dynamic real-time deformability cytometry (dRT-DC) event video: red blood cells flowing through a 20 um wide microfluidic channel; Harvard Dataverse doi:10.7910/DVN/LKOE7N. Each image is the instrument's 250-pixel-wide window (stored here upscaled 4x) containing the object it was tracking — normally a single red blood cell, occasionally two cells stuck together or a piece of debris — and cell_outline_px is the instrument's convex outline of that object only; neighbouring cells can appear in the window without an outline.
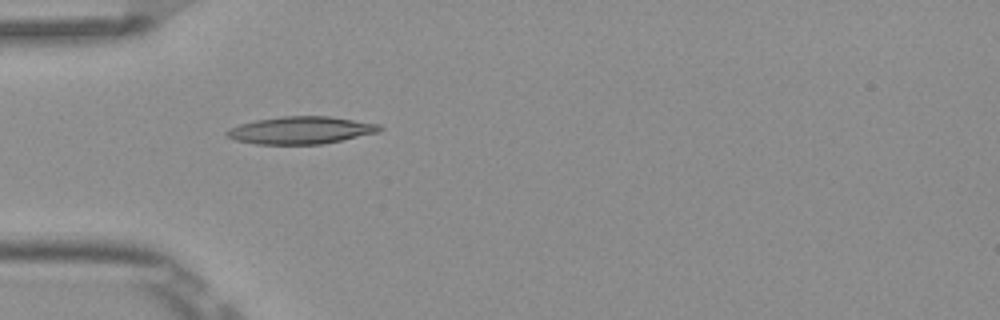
{"species": "Egyptian fruit bat (a non-hibernating species)", "species_latin": "Rousettus aegyptiacus", "temperature_condition": "room temperature", "stored_images_in_passage": 4, "camera_frame_rate_fps": 3000, "um_per_image_px": 0.085, "frame": {"image": 1, "passage_image": 4, "time_ms": 1.0, "image_size_px": [1000, 320], "cell_outline_px": [[384, 128], [380, 132], [324, 144], [256, 144], [236, 140], [228, 136], [224, 132], [228, 128], [240, 124], [256, 120], [280, 116], [328, 116], [380, 124]], "centroid_in_image_um": [25.6, 11.07], "position_along_channel_um": 59.4, "area_um2": 24.51}}